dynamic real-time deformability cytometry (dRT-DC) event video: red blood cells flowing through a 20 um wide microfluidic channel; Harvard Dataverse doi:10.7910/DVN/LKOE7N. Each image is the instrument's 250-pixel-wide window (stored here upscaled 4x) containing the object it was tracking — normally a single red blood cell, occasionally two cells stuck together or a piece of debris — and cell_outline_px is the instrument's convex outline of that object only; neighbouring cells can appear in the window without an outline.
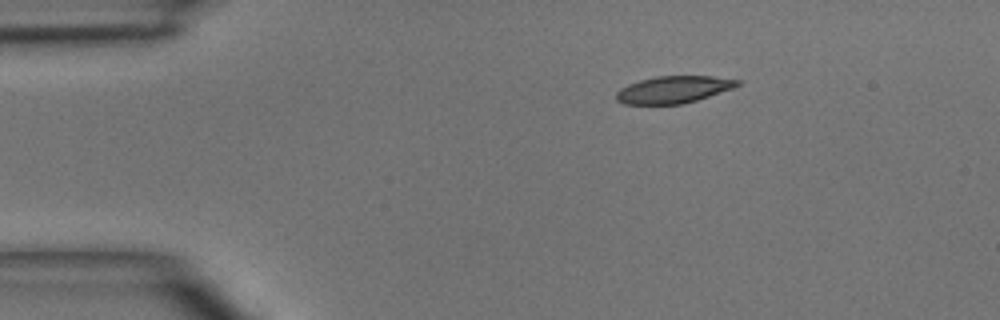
{"species": "common noctule bat (a hibernating species)", "species_latin": "Nyctalus noctula", "temperature_condition": "room temperature", "stored_images_in_passage": 4, "camera_frame_rate_fps": 3000, "um_per_image_px": 0.085, "animal": {"sex": "male", "body_mass_g": 15.6}, "frame": {"image": 1, "passage_image": 1, "time_ms": 0.0, "image_size_px": [1000, 320], "cell_outline_px": [[740, 84], [732, 88], [684, 104], [624, 104], [616, 100], [616, 92], [620, 88], [628, 84], [640, 80], [656, 76], [712, 76], [740, 80]], "centroid_in_image_um": [57.21, 7.61], "position_along_channel_um": 27.8, "area_um2": 19.02}}
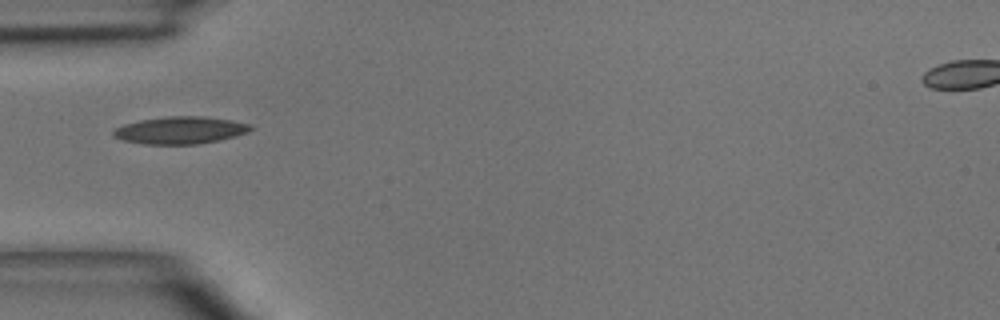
{"frame": {"image": 2, "passage_image": 3, "time_ms": 2.333, "image_size_px": [1000, 320], "cell_outline_px": [[256, 128], [248, 132], [236, 136], [220, 140], [200, 144], [144, 144], [124, 140], [112, 136], [112, 132], [116, 128], [124, 124], [140, 120], [168, 116], [204, 116], [232, 120], [252, 124]], "centroid_in_image_um": [15.38, 11.07], "position_along_channel_um": 69.6, "area_um2": 22.02}}